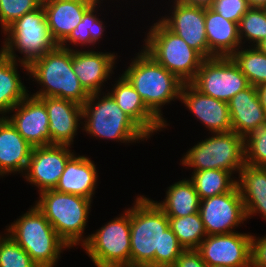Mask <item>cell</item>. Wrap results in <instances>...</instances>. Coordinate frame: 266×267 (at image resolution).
I'll return each mask as SVG.
<instances>
[{"label": "cell", "mask_w": 266, "mask_h": 267, "mask_svg": "<svg viewBox=\"0 0 266 267\" xmlns=\"http://www.w3.org/2000/svg\"><path fill=\"white\" fill-rule=\"evenodd\" d=\"M134 204L130 209V267H173L185 249L169 227L167 215L147 197L137 196Z\"/></svg>", "instance_id": "1"}, {"label": "cell", "mask_w": 266, "mask_h": 267, "mask_svg": "<svg viewBox=\"0 0 266 267\" xmlns=\"http://www.w3.org/2000/svg\"><path fill=\"white\" fill-rule=\"evenodd\" d=\"M123 75L139 93L145 105L166 125L161 107L180 98L184 84L142 49Z\"/></svg>", "instance_id": "2"}, {"label": "cell", "mask_w": 266, "mask_h": 267, "mask_svg": "<svg viewBox=\"0 0 266 267\" xmlns=\"http://www.w3.org/2000/svg\"><path fill=\"white\" fill-rule=\"evenodd\" d=\"M28 68L30 77L43 85L42 89L33 93L36 98L57 97L81 106L89 98L72 69V49L58 45L53 51L32 61Z\"/></svg>", "instance_id": "3"}, {"label": "cell", "mask_w": 266, "mask_h": 267, "mask_svg": "<svg viewBox=\"0 0 266 267\" xmlns=\"http://www.w3.org/2000/svg\"><path fill=\"white\" fill-rule=\"evenodd\" d=\"M14 221L7 233L39 267H54L64 248H70L57 234L45 215L35 207Z\"/></svg>", "instance_id": "4"}, {"label": "cell", "mask_w": 266, "mask_h": 267, "mask_svg": "<svg viewBox=\"0 0 266 267\" xmlns=\"http://www.w3.org/2000/svg\"><path fill=\"white\" fill-rule=\"evenodd\" d=\"M3 33L7 35V38L0 51L15 61L19 60L27 74L29 73L28 65L32 61L53 51L58 46L50 34L42 4L37 9L16 19ZM14 50L23 54V58L16 56Z\"/></svg>", "instance_id": "5"}, {"label": "cell", "mask_w": 266, "mask_h": 267, "mask_svg": "<svg viewBox=\"0 0 266 267\" xmlns=\"http://www.w3.org/2000/svg\"><path fill=\"white\" fill-rule=\"evenodd\" d=\"M90 94L82 106L84 130L100 139L132 143L148 139L149 136L117 105L109 93ZM98 99V101H97ZM95 100L97 102H95Z\"/></svg>", "instance_id": "6"}, {"label": "cell", "mask_w": 266, "mask_h": 267, "mask_svg": "<svg viewBox=\"0 0 266 267\" xmlns=\"http://www.w3.org/2000/svg\"><path fill=\"white\" fill-rule=\"evenodd\" d=\"M35 201L45 218L58 236L71 248L84 244L83 233L86 227L92 200L82 196L60 193L48 189L39 193ZM81 241V242H80Z\"/></svg>", "instance_id": "7"}, {"label": "cell", "mask_w": 266, "mask_h": 267, "mask_svg": "<svg viewBox=\"0 0 266 267\" xmlns=\"http://www.w3.org/2000/svg\"><path fill=\"white\" fill-rule=\"evenodd\" d=\"M146 38L143 49L161 66L184 83L195 78L204 58L180 36L159 20L151 26Z\"/></svg>", "instance_id": "8"}, {"label": "cell", "mask_w": 266, "mask_h": 267, "mask_svg": "<svg viewBox=\"0 0 266 267\" xmlns=\"http://www.w3.org/2000/svg\"><path fill=\"white\" fill-rule=\"evenodd\" d=\"M181 162L193 172L220 169L240 174L245 165L244 137L234 131L214 133L188 150Z\"/></svg>", "instance_id": "9"}, {"label": "cell", "mask_w": 266, "mask_h": 267, "mask_svg": "<svg viewBox=\"0 0 266 267\" xmlns=\"http://www.w3.org/2000/svg\"><path fill=\"white\" fill-rule=\"evenodd\" d=\"M127 210L84 239L83 247L97 267H130V208Z\"/></svg>", "instance_id": "10"}, {"label": "cell", "mask_w": 266, "mask_h": 267, "mask_svg": "<svg viewBox=\"0 0 266 267\" xmlns=\"http://www.w3.org/2000/svg\"><path fill=\"white\" fill-rule=\"evenodd\" d=\"M190 84L200 93L227 103L250 85L230 57L204 59Z\"/></svg>", "instance_id": "11"}, {"label": "cell", "mask_w": 266, "mask_h": 267, "mask_svg": "<svg viewBox=\"0 0 266 267\" xmlns=\"http://www.w3.org/2000/svg\"><path fill=\"white\" fill-rule=\"evenodd\" d=\"M252 238L237 231L207 235L196 250L208 267H251Z\"/></svg>", "instance_id": "12"}, {"label": "cell", "mask_w": 266, "mask_h": 267, "mask_svg": "<svg viewBox=\"0 0 266 267\" xmlns=\"http://www.w3.org/2000/svg\"><path fill=\"white\" fill-rule=\"evenodd\" d=\"M198 212L207 235L234 232L247 219L238 185L230 192L200 200Z\"/></svg>", "instance_id": "13"}, {"label": "cell", "mask_w": 266, "mask_h": 267, "mask_svg": "<svg viewBox=\"0 0 266 267\" xmlns=\"http://www.w3.org/2000/svg\"><path fill=\"white\" fill-rule=\"evenodd\" d=\"M69 147L57 144L33 147L24 178L38 187L39 193L56 187L67 161L74 155Z\"/></svg>", "instance_id": "14"}, {"label": "cell", "mask_w": 266, "mask_h": 267, "mask_svg": "<svg viewBox=\"0 0 266 267\" xmlns=\"http://www.w3.org/2000/svg\"><path fill=\"white\" fill-rule=\"evenodd\" d=\"M171 17L159 19L169 30L180 36L204 59L209 58L205 30V8L183 4L174 0Z\"/></svg>", "instance_id": "15"}, {"label": "cell", "mask_w": 266, "mask_h": 267, "mask_svg": "<svg viewBox=\"0 0 266 267\" xmlns=\"http://www.w3.org/2000/svg\"><path fill=\"white\" fill-rule=\"evenodd\" d=\"M11 111L15 114L5 117L32 147L50 145L48 112L39 98L28 95Z\"/></svg>", "instance_id": "16"}, {"label": "cell", "mask_w": 266, "mask_h": 267, "mask_svg": "<svg viewBox=\"0 0 266 267\" xmlns=\"http://www.w3.org/2000/svg\"><path fill=\"white\" fill-rule=\"evenodd\" d=\"M179 99L212 134L232 131L227 102L200 93L190 83L183 84Z\"/></svg>", "instance_id": "17"}, {"label": "cell", "mask_w": 266, "mask_h": 267, "mask_svg": "<svg viewBox=\"0 0 266 267\" xmlns=\"http://www.w3.org/2000/svg\"><path fill=\"white\" fill-rule=\"evenodd\" d=\"M116 59L115 53L72 49V69L89 95L101 93V86L113 72Z\"/></svg>", "instance_id": "18"}, {"label": "cell", "mask_w": 266, "mask_h": 267, "mask_svg": "<svg viewBox=\"0 0 266 267\" xmlns=\"http://www.w3.org/2000/svg\"><path fill=\"white\" fill-rule=\"evenodd\" d=\"M39 99L48 112L50 144L71 146L82 118V106L57 97Z\"/></svg>", "instance_id": "19"}, {"label": "cell", "mask_w": 266, "mask_h": 267, "mask_svg": "<svg viewBox=\"0 0 266 267\" xmlns=\"http://www.w3.org/2000/svg\"><path fill=\"white\" fill-rule=\"evenodd\" d=\"M115 82L113 90L108 93L149 137L155 131L166 128V125L145 105L139 93L123 74Z\"/></svg>", "instance_id": "20"}, {"label": "cell", "mask_w": 266, "mask_h": 267, "mask_svg": "<svg viewBox=\"0 0 266 267\" xmlns=\"http://www.w3.org/2000/svg\"><path fill=\"white\" fill-rule=\"evenodd\" d=\"M232 131L246 137L258 126L266 124L256 87L249 85L228 102Z\"/></svg>", "instance_id": "21"}, {"label": "cell", "mask_w": 266, "mask_h": 267, "mask_svg": "<svg viewBox=\"0 0 266 267\" xmlns=\"http://www.w3.org/2000/svg\"><path fill=\"white\" fill-rule=\"evenodd\" d=\"M93 4L81 0H42L50 34L60 45Z\"/></svg>", "instance_id": "22"}, {"label": "cell", "mask_w": 266, "mask_h": 267, "mask_svg": "<svg viewBox=\"0 0 266 267\" xmlns=\"http://www.w3.org/2000/svg\"><path fill=\"white\" fill-rule=\"evenodd\" d=\"M33 147L6 117H0V173H24Z\"/></svg>", "instance_id": "23"}, {"label": "cell", "mask_w": 266, "mask_h": 267, "mask_svg": "<svg viewBox=\"0 0 266 267\" xmlns=\"http://www.w3.org/2000/svg\"><path fill=\"white\" fill-rule=\"evenodd\" d=\"M98 174L94 161L75 154L67 161L65 169L54 188L57 192L78 195L92 200Z\"/></svg>", "instance_id": "24"}, {"label": "cell", "mask_w": 266, "mask_h": 267, "mask_svg": "<svg viewBox=\"0 0 266 267\" xmlns=\"http://www.w3.org/2000/svg\"><path fill=\"white\" fill-rule=\"evenodd\" d=\"M205 30L209 58L230 57L241 47L238 23L225 19L211 8L205 9Z\"/></svg>", "instance_id": "25"}, {"label": "cell", "mask_w": 266, "mask_h": 267, "mask_svg": "<svg viewBox=\"0 0 266 267\" xmlns=\"http://www.w3.org/2000/svg\"><path fill=\"white\" fill-rule=\"evenodd\" d=\"M238 176L237 185L243 200L246 218L260 213L266 220V167L245 163Z\"/></svg>", "instance_id": "26"}, {"label": "cell", "mask_w": 266, "mask_h": 267, "mask_svg": "<svg viewBox=\"0 0 266 267\" xmlns=\"http://www.w3.org/2000/svg\"><path fill=\"white\" fill-rule=\"evenodd\" d=\"M168 218L185 217L198 213L200 198L190 179H182L168 187L164 202L154 201Z\"/></svg>", "instance_id": "27"}, {"label": "cell", "mask_w": 266, "mask_h": 267, "mask_svg": "<svg viewBox=\"0 0 266 267\" xmlns=\"http://www.w3.org/2000/svg\"><path fill=\"white\" fill-rule=\"evenodd\" d=\"M18 62L0 51V114L2 117L29 95L27 93L29 91L20 79L16 67Z\"/></svg>", "instance_id": "28"}, {"label": "cell", "mask_w": 266, "mask_h": 267, "mask_svg": "<svg viewBox=\"0 0 266 267\" xmlns=\"http://www.w3.org/2000/svg\"><path fill=\"white\" fill-rule=\"evenodd\" d=\"M192 173L190 180L200 200L230 192L237 185V180L231 178L233 174L229 171L209 169Z\"/></svg>", "instance_id": "29"}, {"label": "cell", "mask_w": 266, "mask_h": 267, "mask_svg": "<svg viewBox=\"0 0 266 267\" xmlns=\"http://www.w3.org/2000/svg\"><path fill=\"white\" fill-rule=\"evenodd\" d=\"M240 49V50H239ZM230 58L246 76L250 85L257 87L266 83V54L257 46L240 47Z\"/></svg>", "instance_id": "30"}, {"label": "cell", "mask_w": 266, "mask_h": 267, "mask_svg": "<svg viewBox=\"0 0 266 267\" xmlns=\"http://www.w3.org/2000/svg\"><path fill=\"white\" fill-rule=\"evenodd\" d=\"M168 219L169 227L185 250L197 249L203 239L207 236L199 212L185 217Z\"/></svg>", "instance_id": "31"}, {"label": "cell", "mask_w": 266, "mask_h": 267, "mask_svg": "<svg viewBox=\"0 0 266 267\" xmlns=\"http://www.w3.org/2000/svg\"><path fill=\"white\" fill-rule=\"evenodd\" d=\"M99 4H93L85 13L82 21L76 26L70 35L59 45L65 49H71L67 47V42L74 45L81 44L85 46L86 44L94 45L99 41L103 32L105 31V26L103 21H101L95 14L96 8Z\"/></svg>", "instance_id": "32"}, {"label": "cell", "mask_w": 266, "mask_h": 267, "mask_svg": "<svg viewBox=\"0 0 266 267\" xmlns=\"http://www.w3.org/2000/svg\"><path fill=\"white\" fill-rule=\"evenodd\" d=\"M241 44L243 38L257 46L266 39V10L265 8L250 7L238 23Z\"/></svg>", "instance_id": "33"}, {"label": "cell", "mask_w": 266, "mask_h": 267, "mask_svg": "<svg viewBox=\"0 0 266 267\" xmlns=\"http://www.w3.org/2000/svg\"><path fill=\"white\" fill-rule=\"evenodd\" d=\"M245 163L266 167V124L258 126L244 138Z\"/></svg>", "instance_id": "34"}, {"label": "cell", "mask_w": 266, "mask_h": 267, "mask_svg": "<svg viewBox=\"0 0 266 267\" xmlns=\"http://www.w3.org/2000/svg\"><path fill=\"white\" fill-rule=\"evenodd\" d=\"M0 267H39L8 234L0 236Z\"/></svg>", "instance_id": "35"}, {"label": "cell", "mask_w": 266, "mask_h": 267, "mask_svg": "<svg viewBox=\"0 0 266 267\" xmlns=\"http://www.w3.org/2000/svg\"><path fill=\"white\" fill-rule=\"evenodd\" d=\"M42 0H0V24L3 31L25 13L37 9Z\"/></svg>", "instance_id": "36"}, {"label": "cell", "mask_w": 266, "mask_h": 267, "mask_svg": "<svg viewBox=\"0 0 266 267\" xmlns=\"http://www.w3.org/2000/svg\"><path fill=\"white\" fill-rule=\"evenodd\" d=\"M247 0H213L211 9L225 19L239 23L242 16L249 10Z\"/></svg>", "instance_id": "37"}, {"label": "cell", "mask_w": 266, "mask_h": 267, "mask_svg": "<svg viewBox=\"0 0 266 267\" xmlns=\"http://www.w3.org/2000/svg\"><path fill=\"white\" fill-rule=\"evenodd\" d=\"M251 267H266V235L252 238Z\"/></svg>", "instance_id": "38"}, {"label": "cell", "mask_w": 266, "mask_h": 267, "mask_svg": "<svg viewBox=\"0 0 266 267\" xmlns=\"http://www.w3.org/2000/svg\"><path fill=\"white\" fill-rule=\"evenodd\" d=\"M173 267H208L196 249H186L177 258Z\"/></svg>", "instance_id": "39"}, {"label": "cell", "mask_w": 266, "mask_h": 267, "mask_svg": "<svg viewBox=\"0 0 266 267\" xmlns=\"http://www.w3.org/2000/svg\"><path fill=\"white\" fill-rule=\"evenodd\" d=\"M183 4L201 7V8H211L213 0H177Z\"/></svg>", "instance_id": "40"}, {"label": "cell", "mask_w": 266, "mask_h": 267, "mask_svg": "<svg viewBox=\"0 0 266 267\" xmlns=\"http://www.w3.org/2000/svg\"><path fill=\"white\" fill-rule=\"evenodd\" d=\"M257 93L260 99V103L266 112V83H263L256 87Z\"/></svg>", "instance_id": "41"}, {"label": "cell", "mask_w": 266, "mask_h": 267, "mask_svg": "<svg viewBox=\"0 0 266 267\" xmlns=\"http://www.w3.org/2000/svg\"><path fill=\"white\" fill-rule=\"evenodd\" d=\"M250 7L266 8V0H247Z\"/></svg>", "instance_id": "42"}, {"label": "cell", "mask_w": 266, "mask_h": 267, "mask_svg": "<svg viewBox=\"0 0 266 267\" xmlns=\"http://www.w3.org/2000/svg\"><path fill=\"white\" fill-rule=\"evenodd\" d=\"M257 47L266 54V39H264L262 42H260Z\"/></svg>", "instance_id": "43"}, {"label": "cell", "mask_w": 266, "mask_h": 267, "mask_svg": "<svg viewBox=\"0 0 266 267\" xmlns=\"http://www.w3.org/2000/svg\"><path fill=\"white\" fill-rule=\"evenodd\" d=\"M81 1H86V2H88V3H91V4H100L101 3V1L100 0H81ZM103 1V0H102Z\"/></svg>", "instance_id": "44"}, {"label": "cell", "mask_w": 266, "mask_h": 267, "mask_svg": "<svg viewBox=\"0 0 266 267\" xmlns=\"http://www.w3.org/2000/svg\"><path fill=\"white\" fill-rule=\"evenodd\" d=\"M215 267H230V266H226V265H219V266H215Z\"/></svg>", "instance_id": "45"}]
</instances>
